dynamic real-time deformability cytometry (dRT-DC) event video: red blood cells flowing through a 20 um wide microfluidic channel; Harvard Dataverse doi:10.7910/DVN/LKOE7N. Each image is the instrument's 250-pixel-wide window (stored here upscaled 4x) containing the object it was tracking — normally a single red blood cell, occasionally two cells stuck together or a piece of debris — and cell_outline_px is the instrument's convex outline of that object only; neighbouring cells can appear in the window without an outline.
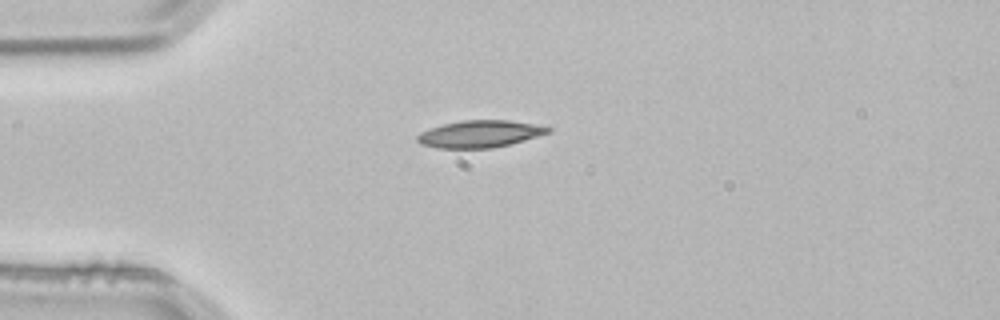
{"species": "common noctule bat (a hibernating species)", "species_latin": "Nyctalus noctula", "temperature_condition": "room temperature", "stored_images_in_passage": 1, "camera_frame_rate_fps": 3000, "um_per_image_px": 0.085, "animal": {"sex": "male", "body_mass_g": 21.5, "forearm_length_mm": 52.0}, "frame": {"image": 1, "passage_image": 1, "time_ms": 0.0, "image_size_px": [1000, 320], "cell_outline_px": [[552, 132], [524, 140], [492, 148], [436, 148], [420, 144], [416, 140], [416, 136], [420, 132], [444, 124], [464, 120], [508, 120], [532, 124], [552, 128]], "centroid_in_image_um": [40.76, 11.39], "position_along_channel_um": 44.2, "area_um2": 20.46}}